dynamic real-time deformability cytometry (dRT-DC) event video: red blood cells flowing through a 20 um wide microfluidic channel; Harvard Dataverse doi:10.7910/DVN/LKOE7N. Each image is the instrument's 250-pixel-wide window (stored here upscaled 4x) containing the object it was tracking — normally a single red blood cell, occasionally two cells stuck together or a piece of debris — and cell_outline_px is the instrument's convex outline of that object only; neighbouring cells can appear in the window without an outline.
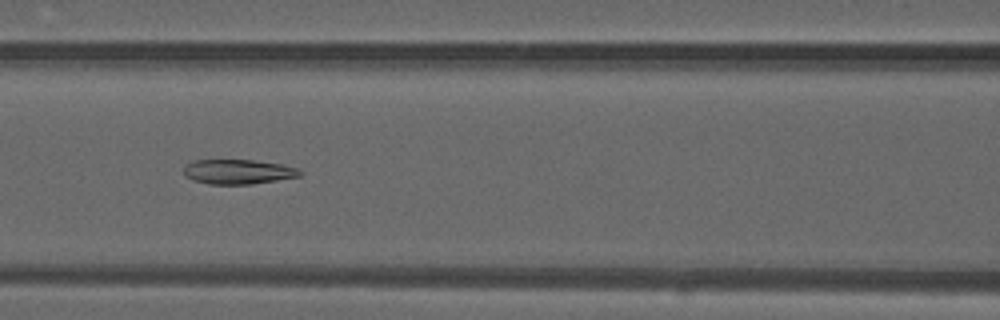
{"species": "common noctule bat (a hibernating species)", "species_latin": "Nyctalus noctula", "temperature_condition": "warm", "stored_images_in_passage": 44, "camera_frame_rate_fps": 3000, "um_per_image_px": 0.085, "animal": {"sex": "male", "forearm_length_mm": 52.5}, "frame": {"image": 1, "passage_image": 17, "time_ms": 5.333, "image_size_px": [1000, 320], "cell_outline_px": [[304, 172], [300, 176], [252, 184], [208, 184], [192, 180], [184, 176], [184, 168], [192, 160], [252, 160], [284, 164], [300, 168]], "centroid_in_image_um": [20.27, 14.59], "position_along_channel_um": 146.3, "area_um2": 16.88}}
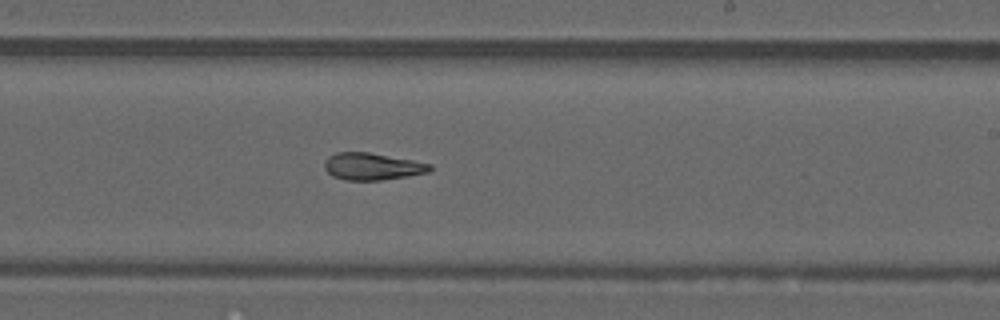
{"frame": {"image": 2, "passage_image": 25, "time_ms": 8.0, "image_size_px": [1000, 320], "cell_outline_px": [[432, 168], [428, 172], [408, 176], [380, 180], [348, 180], [332, 176], [324, 168], [324, 160], [328, 156], [336, 152], [368, 152], [412, 160], [432, 164]], "centroid_in_image_um": [31.61, 14.14], "position_along_channel_um": 257.4, "area_um2": 16.59}}
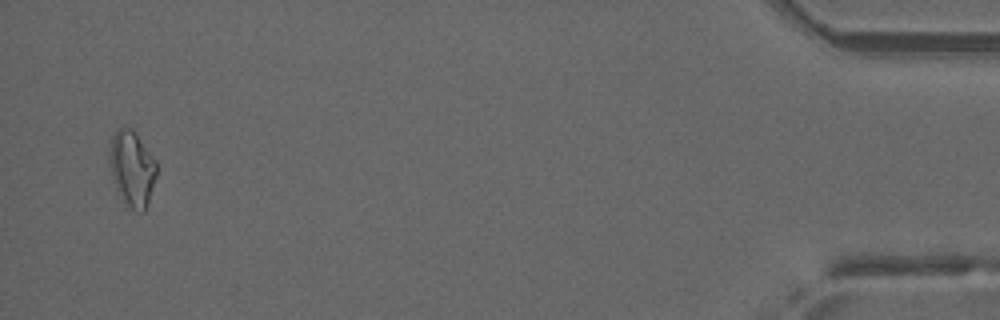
{"frame": {"image": 3, "passage_image": 43, "time_ms": 14.0, "image_size_px": [1000, 320], "cell_outline_px": [[156, 176], [144, 212], [136, 212], [120, 196], [116, 188], [112, 176], [108, 160], [108, 152], [112, 136], [116, 128], [132, 128], [156, 160]], "centroid_in_image_um": [11.2, 14.28], "position_along_channel_um": 424.0, "area_um2": 20.58}, "authors_computed_cell_mechanics": {"area_um2": 17.3689, "velocity_mm_per_s": 4.1864, "shape_relaxation_time_tau1_ms": null, "shape_relaxation_time_tau2_ms": 3.0802, "deformation_change_tau1": null, "deformation_change_tau2": 0.1049}}